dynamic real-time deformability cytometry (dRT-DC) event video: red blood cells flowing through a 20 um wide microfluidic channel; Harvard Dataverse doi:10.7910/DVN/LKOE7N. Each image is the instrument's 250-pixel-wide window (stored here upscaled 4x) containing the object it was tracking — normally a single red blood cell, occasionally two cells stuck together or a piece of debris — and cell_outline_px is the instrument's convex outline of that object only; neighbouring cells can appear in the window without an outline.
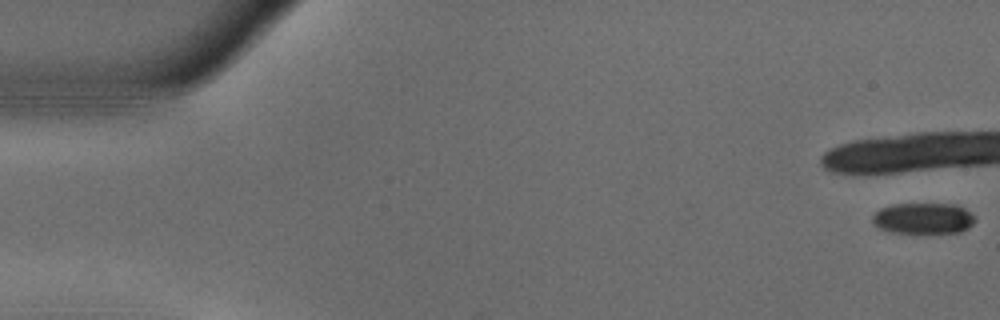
{"species": "common noctule bat (a hibernating species)", "species_latin": "Nyctalus noctula", "temperature_condition": "warm", "stored_images_in_passage": 10, "camera_frame_rate_fps": 3000, "um_per_image_px": 0.085, "animal": {"sex": "male", "body_mass_g": 18.8}, "frame": {"image": 1, "passage_image": 1, "time_ms": 0.0, "image_size_px": [1000, 320], "cell_outline_px": [[976, 220], [968, 228], [960, 232], [892, 232], [880, 228], [872, 224], [872, 216], [880, 208], [896, 204], [956, 204], [964, 208], [976, 216]], "centroid_in_image_um": [78.5, 18.55], "position_along_channel_um": 6.5, "area_um2": 18.44}}